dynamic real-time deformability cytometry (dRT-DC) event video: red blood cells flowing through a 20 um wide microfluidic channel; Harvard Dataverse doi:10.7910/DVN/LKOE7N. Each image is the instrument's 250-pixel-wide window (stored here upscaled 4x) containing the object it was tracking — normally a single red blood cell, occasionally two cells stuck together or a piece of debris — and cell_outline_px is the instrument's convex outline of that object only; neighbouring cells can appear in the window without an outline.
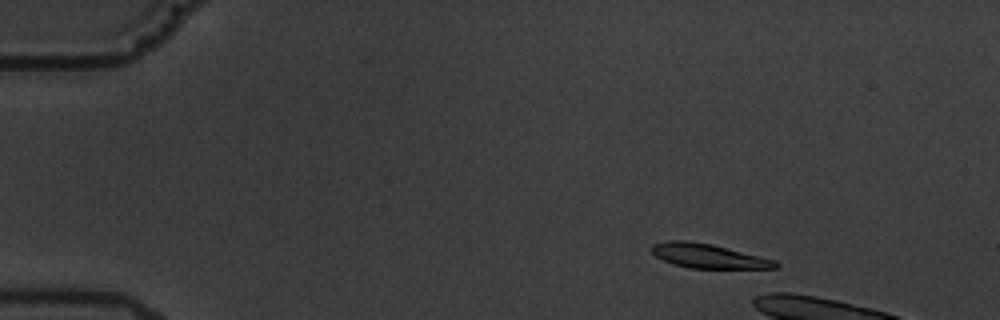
{"species": "common noctule bat (a hibernating species)", "species_latin": "Nyctalus noctula", "temperature_condition": "warm", "stored_images_in_passage": 4, "camera_frame_rate_fps": 3000, "um_per_image_px": 0.085, "animal": {"sex": "male", "body_mass_g": 19.5, "forearm_length_mm": 54.6}, "frame": {"image": 1, "passage_image": 2, "time_ms": 2.0, "image_size_px": [1000, 320], "cell_outline_px": [[780, 268], [692, 268], [676, 264], [664, 260], [656, 256], [652, 252], [652, 244], [668, 240], [684, 240], [712, 244], [776, 260], [780, 264]], "centroid_in_image_um": [60.25, 21.75], "position_along_channel_um": 24.8, "area_um2": 17.34}}